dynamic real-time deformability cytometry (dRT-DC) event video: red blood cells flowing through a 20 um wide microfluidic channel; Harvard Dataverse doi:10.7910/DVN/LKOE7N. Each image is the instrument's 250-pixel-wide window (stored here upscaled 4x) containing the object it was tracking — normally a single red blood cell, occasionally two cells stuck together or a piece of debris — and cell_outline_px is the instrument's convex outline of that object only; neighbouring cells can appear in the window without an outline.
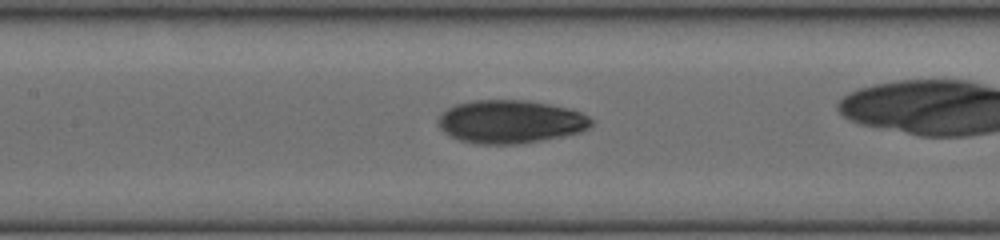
{"species": "human", "species_latin": "Homo sapiens", "temperature_condition": "cold", "stored_images_in_passage": 24, "camera_frame_rate_fps": 3000, "um_per_image_px": 0.085, "donor": {"sex": "female"}, "frame": {"image": 1, "passage_image": 8, "time_ms": 2.333, "image_size_px": [1000, 240], "cell_outline_px": [[592, 124], [588, 128], [580, 132], [540, 140], [516, 144], [476, 144], [460, 140], [444, 132], [440, 128], [440, 116], [448, 108], [456, 104], [472, 100], [532, 100], [572, 108], [588, 116], [592, 120]], "centroid_in_image_um": [43.42, 10.32], "position_along_channel_um": 164.0, "area_um2": 38.44}}
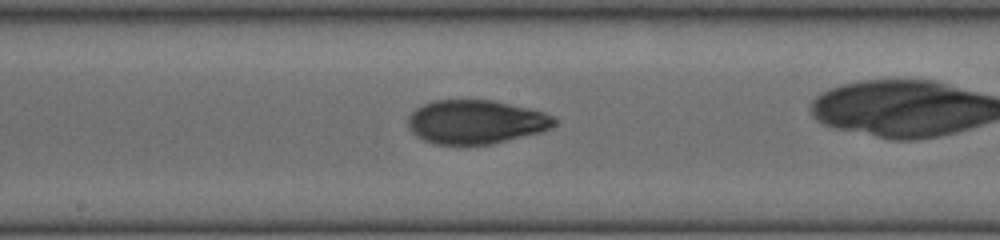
{"frame": {"image": 2, "passage_image": 11, "time_ms": 3.333, "image_size_px": [1000, 240], "cell_outline_px": [[556, 124], [540, 132], [492, 144], [436, 144], [424, 140], [416, 136], [408, 128], [408, 116], [416, 108], [432, 100], [496, 100], [544, 112], [552, 116], [556, 120]], "centroid_in_image_um": [40.42, 10.35], "position_along_channel_um": 207.8, "area_um2": 37.34}}